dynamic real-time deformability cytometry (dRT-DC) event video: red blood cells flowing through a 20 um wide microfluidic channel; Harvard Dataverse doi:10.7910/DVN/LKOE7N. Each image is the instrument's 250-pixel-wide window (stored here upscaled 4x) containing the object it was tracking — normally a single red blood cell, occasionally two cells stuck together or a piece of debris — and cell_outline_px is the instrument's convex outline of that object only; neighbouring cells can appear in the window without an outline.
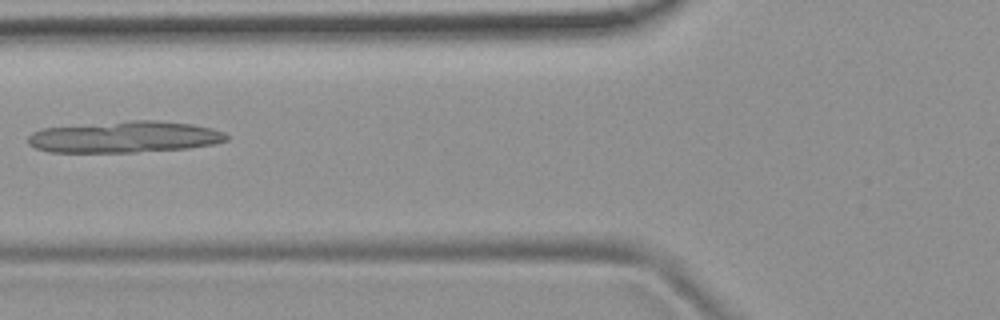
{"species": "common noctule bat (a hibernating species)", "species_latin": "Nyctalus noctula", "temperature_condition": "room temperature", "stored_images_in_passage": 6, "camera_frame_rate_fps": 3000, "um_per_image_px": 0.085, "animal": {"sex": "female", "body_mass_g": 19.9}, "frame": {"image": 1, "passage_image": 5, "time_ms": 1.333, "image_size_px": [1000, 320], "cell_outline_px": [[228, 140], [212, 144], [188, 148], [136, 152], [48, 152], [36, 148], [28, 144], [28, 136], [32, 132], [44, 128], [128, 120], [152, 120], [192, 124], [212, 128], [224, 132], [228, 136]], "centroid_in_image_um": [10.59, 11.64], "position_along_channel_um": 115.2, "area_um2": 36.36}}
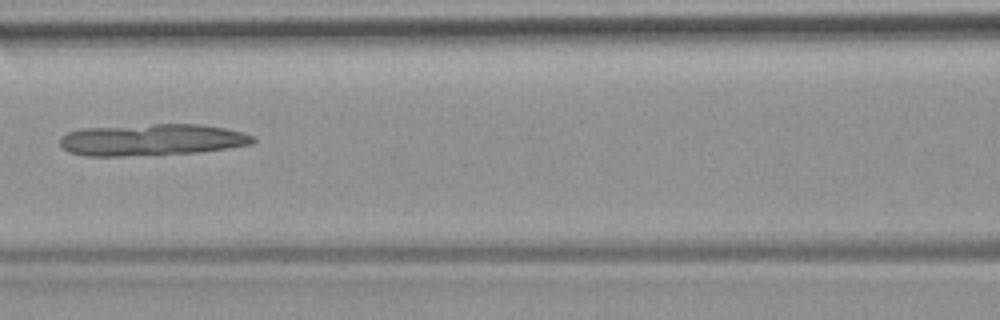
{"frame": {"image": 2, "passage_image": 6, "time_ms": 1.667, "image_size_px": [1000, 320], "cell_outline_px": [[256, 140], [252, 144], [196, 152], [124, 156], [84, 156], [68, 152], [60, 144], [60, 140], [68, 132], [80, 128], [152, 124], [200, 124], [224, 128], [256, 136]], "centroid_in_image_um": [12.88, 11.88], "position_along_channel_um": 153.7, "area_um2": 35.49}}